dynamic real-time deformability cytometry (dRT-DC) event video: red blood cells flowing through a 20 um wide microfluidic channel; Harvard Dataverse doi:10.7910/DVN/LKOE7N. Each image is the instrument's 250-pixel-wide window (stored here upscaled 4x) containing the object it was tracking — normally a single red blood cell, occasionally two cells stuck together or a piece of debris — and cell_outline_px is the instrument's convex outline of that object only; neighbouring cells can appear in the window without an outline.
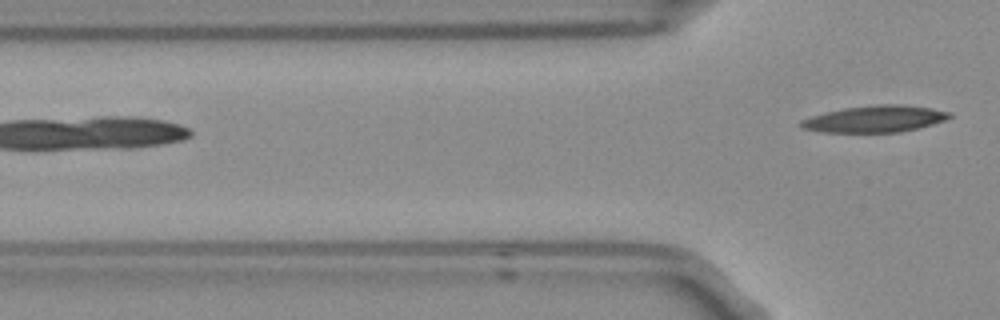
{"species": "Egyptian fruit bat (a non-hibernating species)", "species_latin": "Rousettus aegyptiacus", "temperature_condition": "room temperature", "stored_images_in_passage": 2, "camera_frame_rate_fps": 3000, "um_per_image_px": 0.085, "frame": {"image": 1, "passage_image": 2, "time_ms": 0.333, "image_size_px": [1000, 320], "cell_outline_px": [[952, 116], [944, 120], [932, 124], [900, 132], [820, 132], [800, 128], [800, 120], [824, 112], [844, 108], [876, 104], [904, 104], [932, 108], [952, 112]], "centroid_in_image_um": [74.36, 10.1], "position_along_channel_um": 51.4, "area_um2": 23.18}}